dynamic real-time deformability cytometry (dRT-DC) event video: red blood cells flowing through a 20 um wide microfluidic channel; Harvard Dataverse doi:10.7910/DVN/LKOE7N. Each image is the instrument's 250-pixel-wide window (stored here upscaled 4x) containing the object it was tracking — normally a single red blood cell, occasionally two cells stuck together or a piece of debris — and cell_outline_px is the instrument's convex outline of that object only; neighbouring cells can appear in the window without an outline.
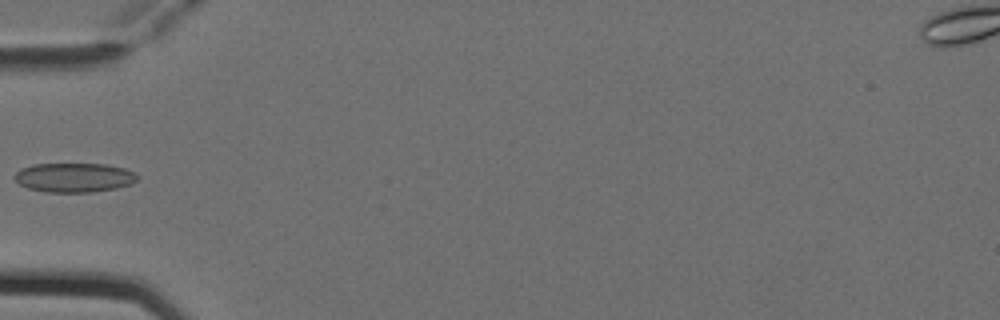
{"species": "Egyptian fruit bat (a non-hibernating species)", "species_latin": "Rousettus aegyptiacus", "temperature_condition": "cold", "stored_images_in_passage": 5, "camera_frame_rate_fps": 3000, "um_per_image_px": 0.085, "animal": {"sex": "female"}, "frame": {"image": 1, "passage_image": 5, "time_ms": 1.333, "image_size_px": [1000, 320], "cell_outline_px": [[140, 176], [132, 184], [116, 188], [92, 192], [48, 192], [28, 188], [20, 184], [16, 180], [16, 172], [20, 168], [32, 164], [104, 164], [124, 168]], "centroid_in_image_um": [6.31, 15.09], "position_along_channel_um": 78.7, "area_um2": 20.87}}